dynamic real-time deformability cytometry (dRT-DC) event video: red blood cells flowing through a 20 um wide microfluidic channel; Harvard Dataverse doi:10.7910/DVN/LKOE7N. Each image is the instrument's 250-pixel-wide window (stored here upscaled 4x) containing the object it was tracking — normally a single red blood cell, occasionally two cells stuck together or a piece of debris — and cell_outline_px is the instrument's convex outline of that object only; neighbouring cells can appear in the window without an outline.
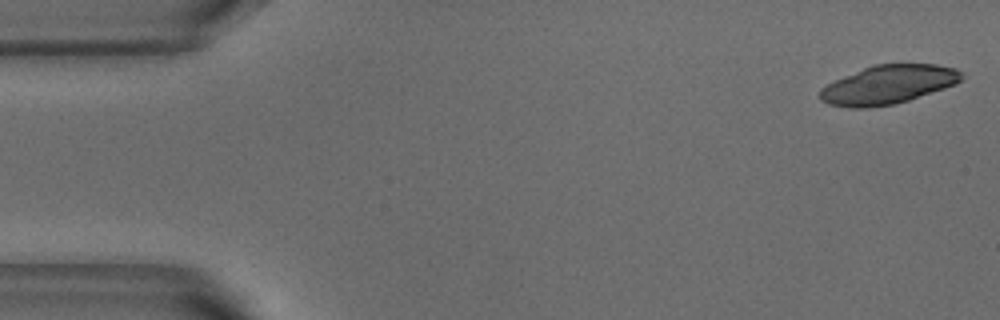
{"species": "common noctule bat (a hibernating species)", "species_latin": "Nyctalus noctula", "temperature_condition": "warm", "stored_images_in_passage": 17, "camera_frame_rate_fps": 3000, "um_per_image_px": 0.085, "animal": {"sex": "male", "body_mass_g": 18.8}, "frame": {"image": 1, "passage_image": 1, "time_ms": 0.0, "image_size_px": [1000, 320], "cell_outline_px": [[964, 76], [956, 84], [908, 100], [892, 104], [868, 108], [852, 108], [828, 104], [820, 100], [820, 88], [836, 80], [872, 64], [936, 64], [956, 68]], "centroid_in_image_um": [75.49, 7.19], "position_along_channel_um": 9.5, "area_um2": 31.73}}